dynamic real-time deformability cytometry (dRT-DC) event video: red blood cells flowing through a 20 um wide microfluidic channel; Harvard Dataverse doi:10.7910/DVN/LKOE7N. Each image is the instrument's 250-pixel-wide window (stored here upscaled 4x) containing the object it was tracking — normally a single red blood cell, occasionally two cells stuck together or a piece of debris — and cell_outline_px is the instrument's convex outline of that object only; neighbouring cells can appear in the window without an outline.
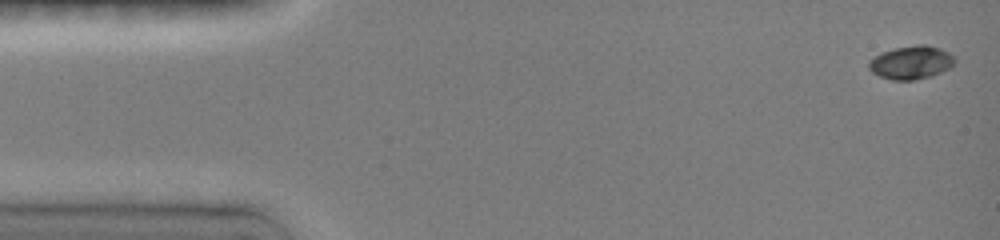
{"species": "common noctule bat (a hibernating species)", "species_latin": "Nyctalus noctula", "temperature_condition": "room temperature", "stored_images_in_passage": 15, "camera_frame_rate_fps": 3000, "um_per_image_px": 0.085, "animal": {"sex": "female", "body_mass_g": 19.0, "forearm_length_mm": 51.5}, "frame": {"image": 1, "passage_image": 1, "time_ms": 0.0, "image_size_px": [1000, 240], "cell_outline_px": [[956, 60], [948, 68], [932, 76], [912, 80], [892, 80], [880, 76], [872, 72], [868, 68], [868, 60], [884, 52], [896, 48], [916, 44], [924, 44], [940, 48], [956, 56]], "centroid_in_image_um": [77.45, 5.31], "position_along_channel_um": 7.5, "area_um2": 16.59}}
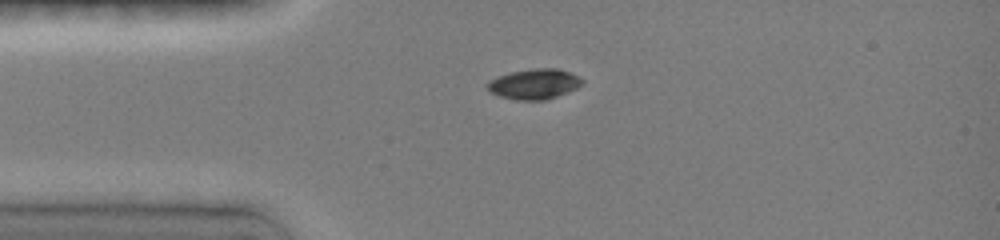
{"frame": {"image": 2, "passage_image": 6, "time_ms": 3.333, "image_size_px": [1000, 240], "cell_outline_px": [[584, 80], [576, 88], [556, 96], [544, 100], [516, 100], [500, 96], [492, 92], [488, 88], [488, 84], [492, 80], [500, 76], [512, 72], [540, 68], [556, 68], [568, 72]], "centroid_in_image_um": [45.43, 7.15], "position_along_channel_um": 39.6, "area_um2": 16.07}}
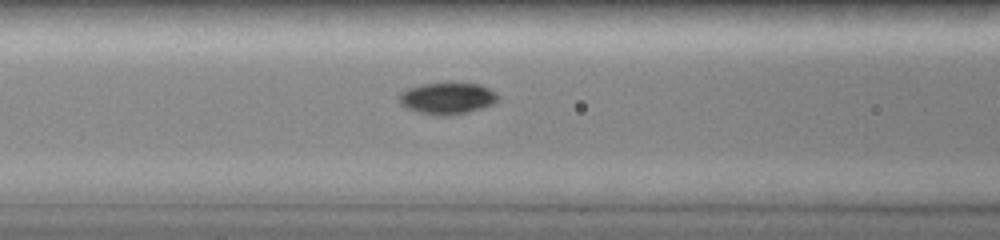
{"frame": {"image": 3, "passage_image": 10, "time_ms": 6.0, "image_size_px": [1000, 240], "cell_outline_px": [[496, 100], [492, 104], [468, 112], [452, 116], [436, 116], [416, 112], [400, 104], [400, 96], [408, 88], [424, 84], [480, 84], [488, 88], [496, 96]], "centroid_in_image_um": [37.98, 8.39], "position_along_channel_um": 128.6, "area_um2": 17.69}}